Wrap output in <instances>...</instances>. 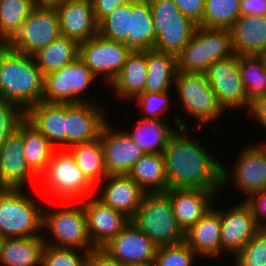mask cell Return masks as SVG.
Listing matches in <instances>:
<instances>
[{"instance_id":"cell-50","label":"cell","mask_w":266,"mask_h":266,"mask_svg":"<svg viewBox=\"0 0 266 266\" xmlns=\"http://www.w3.org/2000/svg\"><path fill=\"white\" fill-rule=\"evenodd\" d=\"M241 15L266 16V0H240Z\"/></svg>"},{"instance_id":"cell-47","label":"cell","mask_w":266,"mask_h":266,"mask_svg":"<svg viewBox=\"0 0 266 266\" xmlns=\"http://www.w3.org/2000/svg\"><path fill=\"white\" fill-rule=\"evenodd\" d=\"M85 266H125L114 259L103 248H93L89 251Z\"/></svg>"},{"instance_id":"cell-15","label":"cell","mask_w":266,"mask_h":266,"mask_svg":"<svg viewBox=\"0 0 266 266\" xmlns=\"http://www.w3.org/2000/svg\"><path fill=\"white\" fill-rule=\"evenodd\" d=\"M221 221V254L234 257L261 229L251 207L243 200L225 211L219 210Z\"/></svg>"},{"instance_id":"cell-14","label":"cell","mask_w":266,"mask_h":266,"mask_svg":"<svg viewBox=\"0 0 266 266\" xmlns=\"http://www.w3.org/2000/svg\"><path fill=\"white\" fill-rule=\"evenodd\" d=\"M131 53L124 43L107 40L99 34L79 44V57L97 77L110 84Z\"/></svg>"},{"instance_id":"cell-19","label":"cell","mask_w":266,"mask_h":266,"mask_svg":"<svg viewBox=\"0 0 266 266\" xmlns=\"http://www.w3.org/2000/svg\"><path fill=\"white\" fill-rule=\"evenodd\" d=\"M109 122L107 121L103 126L99 136L106 172L108 175H127L145 153L125 131L114 130Z\"/></svg>"},{"instance_id":"cell-49","label":"cell","mask_w":266,"mask_h":266,"mask_svg":"<svg viewBox=\"0 0 266 266\" xmlns=\"http://www.w3.org/2000/svg\"><path fill=\"white\" fill-rule=\"evenodd\" d=\"M249 115L254 116L255 120L259 122L265 131H266V94L256 98L253 102L250 103L248 112Z\"/></svg>"},{"instance_id":"cell-16","label":"cell","mask_w":266,"mask_h":266,"mask_svg":"<svg viewBox=\"0 0 266 266\" xmlns=\"http://www.w3.org/2000/svg\"><path fill=\"white\" fill-rule=\"evenodd\" d=\"M96 101L65 103L66 148L98 139L108 119Z\"/></svg>"},{"instance_id":"cell-42","label":"cell","mask_w":266,"mask_h":266,"mask_svg":"<svg viewBox=\"0 0 266 266\" xmlns=\"http://www.w3.org/2000/svg\"><path fill=\"white\" fill-rule=\"evenodd\" d=\"M79 250V251H78ZM89 251L45 245L41 266H85Z\"/></svg>"},{"instance_id":"cell-21","label":"cell","mask_w":266,"mask_h":266,"mask_svg":"<svg viewBox=\"0 0 266 266\" xmlns=\"http://www.w3.org/2000/svg\"><path fill=\"white\" fill-rule=\"evenodd\" d=\"M61 36L78 44L98 35V22L89 0H65L56 8Z\"/></svg>"},{"instance_id":"cell-36","label":"cell","mask_w":266,"mask_h":266,"mask_svg":"<svg viewBox=\"0 0 266 266\" xmlns=\"http://www.w3.org/2000/svg\"><path fill=\"white\" fill-rule=\"evenodd\" d=\"M240 76L247 101L266 94V70L260 55H238Z\"/></svg>"},{"instance_id":"cell-52","label":"cell","mask_w":266,"mask_h":266,"mask_svg":"<svg viewBox=\"0 0 266 266\" xmlns=\"http://www.w3.org/2000/svg\"><path fill=\"white\" fill-rule=\"evenodd\" d=\"M260 57L262 58L263 62H264V67L266 70V51H264L263 53L260 54Z\"/></svg>"},{"instance_id":"cell-2","label":"cell","mask_w":266,"mask_h":266,"mask_svg":"<svg viewBox=\"0 0 266 266\" xmlns=\"http://www.w3.org/2000/svg\"><path fill=\"white\" fill-rule=\"evenodd\" d=\"M44 75L33 56L0 43V97L24 112L42 101Z\"/></svg>"},{"instance_id":"cell-31","label":"cell","mask_w":266,"mask_h":266,"mask_svg":"<svg viewBox=\"0 0 266 266\" xmlns=\"http://www.w3.org/2000/svg\"><path fill=\"white\" fill-rule=\"evenodd\" d=\"M147 80L144 92H166L174 86L176 57L155 49L146 50Z\"/></svg>"},{"instance_id":"cell-8","label":"cell","mask_w":266,"mask_h":266,"mask_svg":"<svg viewBox=\"0 0 266 266\" xmlns=\"http://www.w3.org/2000/svg\"><path fill=\"white\" fill-rule=\"evenodd\" d=\"M155 27L154 49L177 57L198 24L183 15L173 0H149Z\"/></svg>"},{"instance_id":"cell-9","label":"cell","mask_w":266,"mask_h":266,"mask_svg":"<svg viewBox=\"0 0 266 266\" xmlns=\"http://www.w3.org/2000/svg\"><path fill=\"white\" fill-rule=\"evenodd\" d=\"M173 85L179 97L175 102L179 101L183 113L198 122L199 129L219 120L225 113L205 74L177 71Z\"/></svg>"},{"instance_id":"cell-23","label":"cell","mask_w":266,"mask_h":266,"mask_svg":"<svg viewBox=\"0 0 266 266\" xmlns=\"http://www.w3.org/2000/svg\"><path fill=\"white\" fill-rule=\"evenodd\" d=\"M100 183L101 186L105 184V187L95 197L104 205L132 219L146 192L127 175H107Z\"/></svg>"},{"instance_id":"cell-30","label":"cell","mask_w":266,"mask_h":266,"mask_svg":"<svg viewBox=\"0 0 266 266\" xmlns=\"http://www.w3.org/2000/svg\"><path fill=\"white\" fill-rule=\"evenodd\" d=\"M127 176L133 179L146 193L168 190L163 154H144L132 166Z\"/></svg>"},{"instance_id":"cell-34","label":"cell","mask_w":266,"mask_h":266,"mask_svg":"<svg viewBox=\"0 0 266 266\" xmlns=\"http://www.w3.org/2000/svg\"><path fill=\"white\" fill-rule=\"evenodd\" d=\"M23 143L26 163L40 177L47 170L56 148L25 118L23 119Z\"/></svg>"},{"instance_id":"cell-33","label":"cell","mask_w":266,"mask_h":266,"mask_svg":"<svg viewBox=\"0 0 266 266\" xmlns=\"http://www.w3.org/2000/svg\"><path fill=\"white\" fill-rule=\"evenodd\" d=\"M88 181L97 187L108 175L104 163L100 138L90 142L76 143L66 148Z\"/></svg>"},{"instance_id":"cell-18","label":"cell","mask_w":266,"mask_h":266,"mask_svg":"<svg viewBox=\"0 0 266 266\" xmlns=\"http://www.w3.org/2000/svg\"><path fill=\"white\" fill-rule=\"evenodd\" d=\"M35 179L39 177L29 168L25 159L22 120L0 145V188L23 189L25 184Z\"/></svg>"},{"instance_id":"cell-48","label":"cell","mask_w":266,"mask_h":266,"mask_svg":"<svg viewBox=\"0 0 266 266\" xmlns=\"http://www.w3.org/2000/svg\"><path fill=\"white\" fill-rule=\"evenodd\" d=\"M131 1L133 0H92L96 21L99 23L117 7L125 5Z\"/></svg>"},{"instance_id":"cell-4","label":"cell","mask_w":266,"mask_h":266,"mask_svg":"<svg viewBox=\"0 0 266 266\" xmlns=\"http://www.w3.org/2000/svg\"><path fill=\"white\" fill-rule=\"evenodd\" d=\"M22 188H0V238L42 236V212ZM36 202V203H35Z\"/></svg>"},{"instance_id":"cell-22","label":"cell","mask_w":266,"mask_h":266,"mask_svg":"<svg viewBox=\"0 0 266 266\" xmlns=\"http://www.w3.org/2000/svg\"><path fill=\"white\" fill-rule=\"evenodd\" d=\"M219 191L171 188L165 192L170 198L178 226L184 233L213 207L212 200Z\"/></svg>"},{"instance_id":"cell-46","label":"cell","mask_w":266,"mask_h":266,"mask_svg":"<svg viewBox=\"0 0 266 266\" xmlns=\"http://www.w3.org/2000/svg\"><path fill=\"white\" fill-rule=\"evenodd\" d=\"M179 11L191 18L195 23L202 21L205 0H173Z\"/></svg>"},{"instance_id":"cell-6","label":"cell","mask_w":266,"mask_h":266,"mask_svg":"<svg viewBox=\"0 0 266 266\" xmlns=\"http://www.w3.org/2000/svg\"><path fill=\"white\" fill-rule=\"evenodd\" d=\"M43 191L56 200L76 202L84 196L91 197L95 187L84 176L71 153L63 148L56 149L47 170L39 177ZM92 192V194H91ZM91 194V196H89Z\"/></svg>"},{"instance_id":"cell-11","label":"cell","mask_w":266,"mask_h":266,"mask_svg":"<svg viewBox=\"0 0 266 266\" xmlns=\"http://www.w3.org/2000/svg\"><path fill=\"white\" fill-rule=\"evenodd\" d=\"M233 169L222 163L221 186L234 184L242 195L249 198L252 194L266 189V143L245 146L236 159ZM233 170V171H231Z\"/></svg>"},{"instance_id":"cell-20","label":"cell","mask_w":266,"mask_h":266,"mask_svg":"<svg viewBox=\"0 0 266 266\" xmlns=\"http://www.w3.org/2000/svg\"><path fill=\"white\" fill-rule=\"evenodd\" d=\"M93 196L85 197L86 200L81 203L86 213L89 239L95 248H102L119 234L131 219Z\"/></svg>"},{"instance_id":"cell-38","label":"cell","mask_w":266,"mask_h":266,"mask_svg":"<svg viewBox=\"0 0 266 266\" xmlns=\"http://www.w3.org/2000/svg\"><path fill=\"white\" fill-rule=\"evenodd\" d=\"M240 16V0H205L202 21L198 26L230 29Z\"/></svg>"},{"instance_id":"cell-5","label":"cell","mask_w":266,"mask_h":266,"mask_svg":"<svg viewBox=\"0 0 266 266\" xmlns=\"http://www.w3.org/2000/svg\"><path fill=\"white\" fill-rule=\"evenodd\" d=\"M233 54L230 29L198 26L176 57L177 71L204 74L214 62Z\"/></svg>"},{"instance_id":"cell-3","label":"cell","mask_w":266,"mask_h":266,"mask_svg":"<svg viewBox=\"0 0 266 266\" xmlns=\"http://www.w3.org/2000/svg\"><path fill=\"white\" fill-rule=\"evenodd\" d=\"M131 222L157 247L185 241V233L178 226L170 198L165 192L145 193Z\"/></svg>"},{"instance_id":"cell-12","label":"cell","mask_w":266,"mask_h":266,"mask_svg":"<svg viewBox=\"0 0 266 266\" xmlns=\"http://www.w3.org/2000/svg\"><path fill=\"white\" fill-rule=\"evenodd\" d=\"M61 36L56 8L34 7L15 35L6 45L33 56Z\"/></svg>"},{"instance_id":"cell-35","label":"cell","mask_w":266,"mask_h":266,"mask_svg":"<svg viewBox=\"0 0 266 266\" xmlns=\"http://www.w3.org/2000/svg\"><path fill=\"white\" fill-rule=\"evenodd\" d=\"M78 56L79 44L63 36H60L50 45L33 55L37 66L44 76L68 65Z\"/></svg>"},{"instance_id":"cell-17","label":"cell","mask_w":266,"mask_h":266,"mask_svg":"<svg viewBox=\"0 0 266 266\" xmlns=\"http://www.w3.org/2000/svg\"><path fill=\"white\" fill-rule=\"evenodd\" d=\"M102 248L125 266H145L154 264L158 247L130 221Z\"/></svg>"},{"instance_id":"cell-43","label":"cell","mask_w":266,"mask_h":266,"mask_svg":"<svg viewBox=\"0 0 266 266\" xmlns=\"http://www.w3.org/2000/svg\"><path fill=\"white\" fill-rule=\"evenodd\" d=\"M171 91L166 92H143L133 101H135L143 114L142 118L165 120L164 113L167 112L170 105ZM163 116V117H162ZM163 118V119H162Z\"/></svg>"},{"instance_id":"cell-51","label":"cell","mask_w":266,"mask_h":266,"mask_svg":"<svg viewBox=\"0 0 266 266\" xmlns=\"http://www.w3.org/2000/svg\"><path fill=\"white\" fill-rule=\"evenodd\" d=\"M65 0H33L34 6L39 8H57Z\"/></svg>"},{"instance_id":"cell-1","label":"cell","mask_w":266,"mask_h":266,"mask_svg":"<svg viewBox=\"0 0 266 266\" xmlns=\"http://www.w3.org/2000/svg\"><path fill=\"white\" fill-rule=\"evenodd\" d=\"M179 128L164 150L168 189L221 190L222 162Z\"/></svg>"},{"instance_id":"cell-28","label":"cell","mask_w":266,"mask_h":266,"mask_svg":"<svg viewBox=\"0 0 266 266\" xmlns=\"http://www.w3.org/2000/svg\"><path fill=\"white\" fill-rule=\"evenodd\" d=\"M147 80L146 51H131L121 71L110 83L111 88L121 99L132 102L144 92Z\"/></svg>"},{"instance_id":"cell-37","label":"cell","mask_w":266,"mask_h":266,"mask_svg":"<svg viewBox=\"0 0 266 266\" xmlns=\"http://www.w3.org/2000/svg\"><path fill=\"white\" fill-rule=\"evenodd\" d=\"M34 7L33 0H0V43L15 35Z\"/></svg>"},{"instance_id":"cell-25","label":"cell","mask_w":266,"mask_h":266,"mask_svg":"<svg viewBox=\"0 0 266 266\" xmlns=\"http://www.w3.org/2000/svg\"><path fill=\"white\" fill-rule=\"evenodd\" d=\"M185 242L198 257L218 258L221 255V221L219 209L212 207L194 224L185 233Z\"/></svg>"},{"instance_id":"cell-41","label":"cell","mask_w":266,"mask_h":266,"mask_svg":"<svg viewBox=\"0 0 266 266\" xmlns=\"http://www.w3.org/2000/svg\"><path fill=\"white\" fill-rule=\"evenodd\" d=\"M198 256L185 241L175 245L158 247L154 259L155 266H193Z\"/></svg>"},{"instance_id":"cell-27","label":"cell","mask_w":266,"mask_h":266,"mask_svg":"<svg viewBox=\"0 0 266 266\" xmlns=\"http://www.w3.org/2000/svg\"><path fill=\"white\" fill-rule=\"evenodd\" d=\"M230 31L236 55H260L266 51V16L241 15Z\"/></svg>"},{"instance_id":"cell-45","label":"cell","mask_w":266,"mask_h":266,"mask_svg":"<svg viewBox=\"0 0 266 266\" xmlns=\"http://www.w3.org/2000/svg\"><path fill=\"white\" fill-rule=\"evenodd\" d=\"M244 201L251 207L257 224L261 228H266V189L252 194Z\"/></svg>"},{"instance_id":"cell-40","label":"cell","mask_w":266,"mask_h":266,"mask_svg":"<svg viewBox=\"0 0 266 266\" xmlns=\"http://www.w3.org/2000/svg\"><path fill=\"white\" fill-rule=\"evenodd\" d=\"M235 256V266H266V228H261Z\"/></svg>"},{"instance_id":"cell-13","label":"cell","mask_w":266,"mask_h":266,"mask_svg":"<svg viewBox=\"0 0 266 266\" xmlns=\"http://www.w3.org/2000/svg\"><path fill=\"white\" fill-rule=\"evenodd\" d=\"M204 74L224 111L249 110L250 103L243 88L238 55L234 53L214 62Z\"/></svg>"},{"instance_id":"cell-24","label":"cell","mask_w":266,"mask_h":266,"mask_svg":"<svg viewBox=\"0 0 266 266\" xmlns=\"http://www.w3.org/2000/svg\"><path fill=\"white\" fill-rule=\"evenodd\" d=\"M183 117L178 115L173 121L177 129L171 126L166 120H155L140 118L138 125L132 128L133 131L125 132L129 138L134 141L145 154H163L168 145L170 138L179 128H186L187 123L182 120Z\"/></svg>"},{"instance_id":"cell-10","label":"cell","mask_w":266,"mask_h":266,"mask_svg":"<svg viewBox=\"0 0 266 266\" xmlns=\"http://www.w3.org/2000/svg\"><path fill=\"white\" fill-rule=\"evenodd\" d=\"M96 76L78 56L68 65L44 76V93L42 101L48 103L90 102L83 99V93L91 88ZM82 96V97H81Z\"/></svg>"},{"instance_id":"cell-7","label":"cell","mask_w":266,"mask_h":266,"mask_svg":"<svg viewBox=\"0 0 266 266\" xmlns=\"http://www.w3.org/2000/svg\"><path fill=\"white\" fill-rule=\"evenodd\" d=\"M47 229L52 234L50 239H44L45 245L57 248H77L90 251L95 248L88 235L87 218L82 203L65 205L42 212V230Z\"/></svg>"},{"instance_id":"cell-26","label":"cell","mask_w":266,"mask_h":266,"mask_svg":"<svg viewBox=\"0 0 266 266\" xmlns=\"http://www.w3.org/2000/svg\"><path fill=\"white\" fill-rule=\"evenodd\" d=\"M25 119L40 131L56 149L61 144L65 149V103L41 101L25 111Z\"/></svg>"},{"instance_id":"cell-29","label":"cell","mask_w":266,"mask_h":266,"mask_svg":"<svg viewBox=\"0 0 266 266\" xmlns=\"http://www.w3.org/2000/svg\"><path fill=\"white\" fill-rule=\"evenodd\" d=\"M44 236L0 238V266H41Z\"/></svg>"},{"instance_id":"cell-44","label":"cell","mask_w":266,"mask_h":266,"mask_svg":"<svg viewBox=\"0 0 266 266\" xmlns=\"http://www.w3.org/2000/svg\"><path fill=\"white\" fill-rule=\"evenodd\" d=\"M25 112L16 104L0 97V145L17 129Z\"/></svg>"},{"instance_id":"cell-32","label":"cell","mask_w":266,"mask_h":266,"mask_svg":"<svg viewBox=\"0 0 266 266\" xmlns=\"http://www.w3.org/2000/svg\"><path fill=\"white\" fill-rule=\"evenodd\" d=\"M155 27L149 0H133L131 35L125 44L130 51L154 49Z\"/></svg>"},{"instance_id":"cell-39","label":"cell","mask_w":266,"mask_h":266,"mask_svg":"<svg viewBox=\"0 0 266 266\" xmlns=\"http://www.w3.org/2000/svg\"><path fill=\"white\" fill-rule=\"evenodd\" d=\"M133 1L117 7L98 23V34L111 41L126 44L131 35Z\"/></svg>"}]
</instances>
